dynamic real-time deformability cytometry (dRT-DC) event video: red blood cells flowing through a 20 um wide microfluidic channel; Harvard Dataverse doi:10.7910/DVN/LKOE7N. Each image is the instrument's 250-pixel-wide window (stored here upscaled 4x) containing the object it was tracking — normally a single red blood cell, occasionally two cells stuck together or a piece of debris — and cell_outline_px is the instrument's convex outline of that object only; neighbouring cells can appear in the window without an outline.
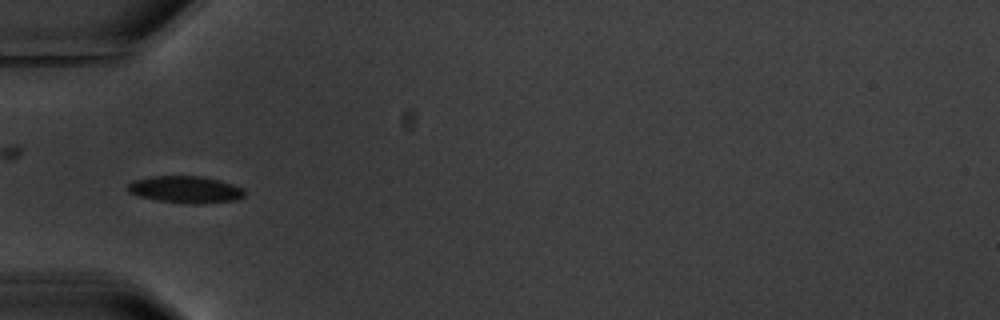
{"species": "common noctule bat (a hibernating species)", "species_latin": "Nyctalus noctula", "temperature_condition": "warm", "stored_images_in_passage": 4, "camera_frame_rate_fps": 3000, "um_per_image_px": 0.085, "animal": {"sex": "male", "body_mass_g": 20.1, "forearm_length_mm": 53.5}, "frame": {"image": 1, "passage_image": 4, "time_ms": 3.667, "image_size_px": [1000, 320], "cell_outline_px": [[244, 196], [236, 200], [204, 204], [188, 204], [156, 200], [140, 196], [128, 192], [128, 184], [132, 180], [152, 176], [200, 176], [220, 180], [244, 188]], "centroid_in_image_um": [15.78, 16.11], "position_along_channel_um": 69.2, "area_um2": 18.5}}